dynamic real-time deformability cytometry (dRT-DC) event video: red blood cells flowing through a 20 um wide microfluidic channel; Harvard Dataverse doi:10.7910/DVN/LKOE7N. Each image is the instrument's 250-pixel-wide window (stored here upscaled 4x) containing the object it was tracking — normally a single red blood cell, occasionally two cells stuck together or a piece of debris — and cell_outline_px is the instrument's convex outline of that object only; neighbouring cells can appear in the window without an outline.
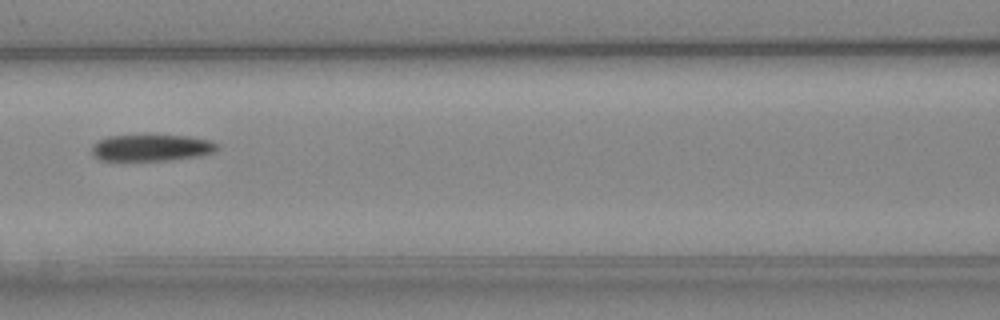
{"species": "Egyptian fruit bat (a non-hibernating species)", "species_latin": "Rousettus aegyptiacus", "temperature_condition": "cold", "stored_images_in_passage": 4, "camera_frame_rate_fps": 3000, "um_per_image_px": 0.085, "animal": {"sex": "female"}, "frame": {"image": 1, "passage_image": 4, "time_ms": 3.333, "image_size_px": [1000, 320], "cell_outline_px": [[220, 148], [216, 152], [200, 156], [168, 160], [100, 160], [92, 156], [92, 144], [96, 140], [108, 136], [188, 136], [208, 140], [220, 144]], "centroid_in_image_um": [12.88, 12.57], "position_along_channel_um": 153.7, "area_um2": 19.48}}